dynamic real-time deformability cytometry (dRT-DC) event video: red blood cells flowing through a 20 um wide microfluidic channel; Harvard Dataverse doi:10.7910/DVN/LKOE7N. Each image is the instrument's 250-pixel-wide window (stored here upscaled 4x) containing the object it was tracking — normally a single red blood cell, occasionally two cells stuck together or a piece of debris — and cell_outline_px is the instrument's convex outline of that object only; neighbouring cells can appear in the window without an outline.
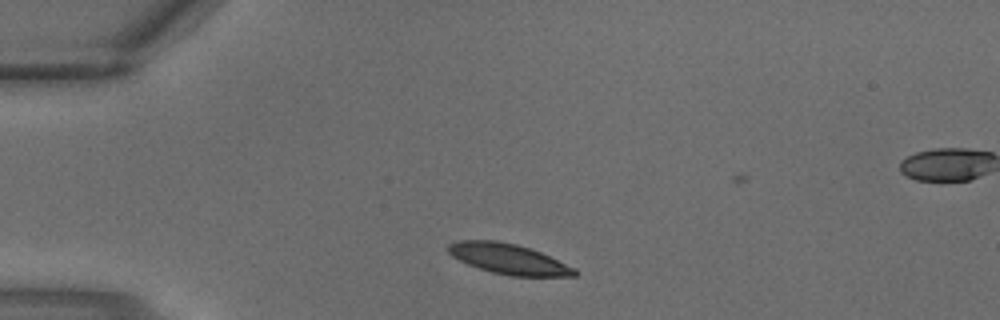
{"species": "common noctule bat (a hibernating species)", "species_latin": "Nyctalus noctula", "temperature_condition": "warm", "stored_images_in_passage": 2, "camera_frame_rate_fps": 3000, "um_per_image_px": 0.085, "animal": {"sex": "male", "body_mass_g": 18.8}, "frame": {"image": 1, "passage_image": 1, "time_ms": 0.0, "image_size_px": [1000, 320], "cell_outline_px": [[580, 272], [576, 276], [512, 276], [492, 272], [468, 264], [452, 256], [448, 252], [448, 244], [456, 240], [496, 240], [516, 244], [540, 252], [576, 268]], "centroid_in_image_um": [43.24, 22.01], "position_along_channel_um": 41.8, "area_um2": 22.25}}